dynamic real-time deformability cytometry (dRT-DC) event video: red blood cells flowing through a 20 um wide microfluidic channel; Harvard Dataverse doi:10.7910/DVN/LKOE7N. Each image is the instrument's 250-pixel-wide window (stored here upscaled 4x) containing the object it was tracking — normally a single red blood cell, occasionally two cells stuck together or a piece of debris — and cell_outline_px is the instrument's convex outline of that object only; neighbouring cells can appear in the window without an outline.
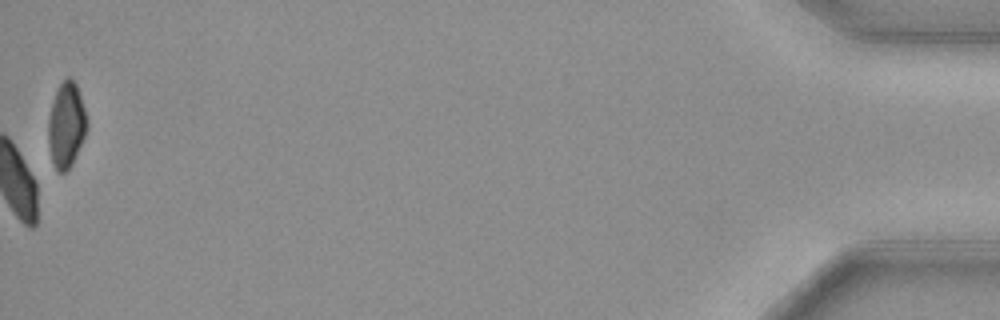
{"species": "common noctule bat (a hibernating species)", "species_latin": "Nyctalus noctula", "temperature_condition": "cold", "stored_images_in_passage": 56, "camera_frame_rate_fps": 3000, "um_per_image_px": 0.085, "animal": {"sex": "female", "body_mass_g": 29.2, "forearm_length_mm": 56.3}, "frame": {"image": 1, "passage_image": 56, "time_ms": 18.333, "image_size_px": [1000, 320], "cell_outline_px": [[88, 124], [84, 136], [72, 164], [64, 172], [56, 172], [52, 160], [48, 140], [48, 120], [52, 104], [56, 92], [60, 84], [68, 76], [72, 76], [76, 84], [84, 108]], "centroid_in_image_um": [5.63, 10.62], "position_along_channel_um": 429.6, "area_um2": 18.9}, "authors_computed_cell_mechanics": {"area_um2": 21.964, "velocity_mm_per_s": 3.7049, "shape_relaxation_time_tau1_ms": 7.7828, "shape_relaxation_time_tau2_ms": null, "deformation_change_tau1": 0.1609, "deformation_change_tau2": null}}